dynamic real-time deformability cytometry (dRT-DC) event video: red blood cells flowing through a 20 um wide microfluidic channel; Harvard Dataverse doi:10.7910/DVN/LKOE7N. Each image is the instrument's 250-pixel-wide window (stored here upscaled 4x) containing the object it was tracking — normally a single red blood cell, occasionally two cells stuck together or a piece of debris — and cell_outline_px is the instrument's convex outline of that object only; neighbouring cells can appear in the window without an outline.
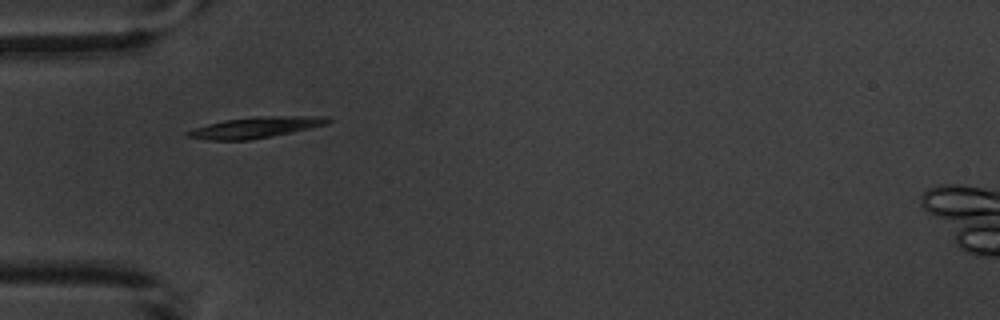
{"species": "common noctule bat (a hibernating species)", "species_latin": "Nyctalus noctula", "temperature_condition": "warm", "stored_images_in_passage": 3, "camera_frame_rate_fps": 3000, "um_per_image_px": 0.085, "animal": {"sex": "male", "body_mass_g": 20.1, "forearm_length_mm": 53.5}, "frame": {"image": 1, "passage_image": 2, "time_ms": 2.0, "image_size_px": [1000, 320], "cell_outline_px": [[332, 120], [328, 124], [272, 136], [248, 140], [208, 140], [184, 136], [184, 132], [192, 128], [224, 120], [256, 116], [324, 116]], "centroid_in_image_um": [21.67, 10.83], "position_along_channel_um": 63.3, "area_um2": 17.17}}
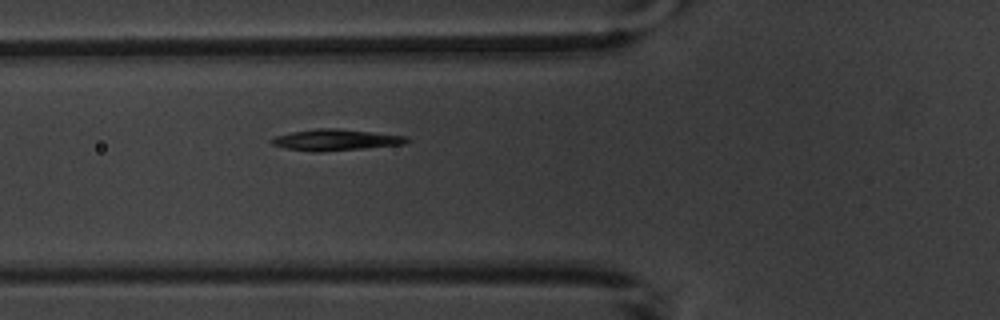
{"frame": {"image": 2, "passage_image": 3, "time_ms": 3.0, "image_size_px": [1000, 320], "cell_outline_px": [[412, 140], [404, 144], [364, 148], [320, 152], [288, 148], [272, 144], [268, 140], [276, 136], [292, 132], [316, 128], [340, 128], [408, 136]], "centroid_in_image_um": [28.59, 11.87], "position_along_channel_um": 97.2, "area_um2": 16.7}}